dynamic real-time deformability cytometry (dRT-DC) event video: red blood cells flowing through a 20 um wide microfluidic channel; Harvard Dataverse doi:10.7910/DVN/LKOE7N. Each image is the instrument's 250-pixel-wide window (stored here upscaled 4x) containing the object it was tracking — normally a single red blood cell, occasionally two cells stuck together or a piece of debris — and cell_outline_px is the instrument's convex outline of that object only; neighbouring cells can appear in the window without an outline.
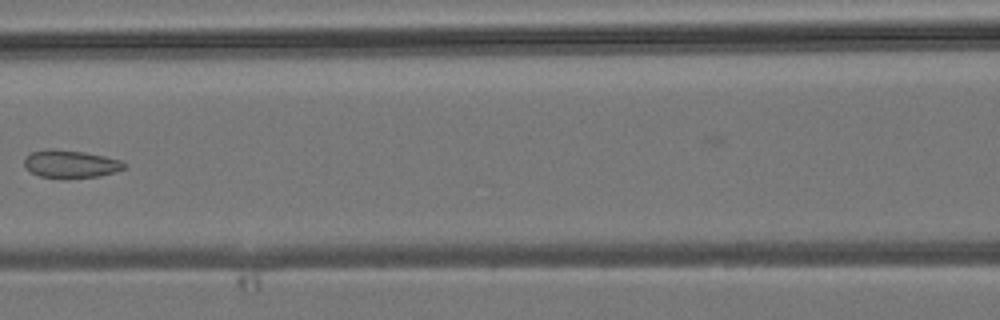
{"species": "common noctule bat (a hibernating species)", "species_latin": "Nyctalus noctula", "temperature_condition": "room temperature", "stored_images_in_passage": 8, "camera_frame_rate_fps": 3000, "um_per_image_px": 0.085, "animal": {"sex": "male", "body_mass_g": 19.2, "forearm_length_mm": 51.8}, "frame": {"image": 1, "passage_image": 7, "time_ms": 7.0, "image_size_px": [1000, 320], "cell_outline_px": [[128, 164], [124, 168], [100, 176], [40, 176], [24, 168], [24, 156], [32, 152], [44, 148], [52, 148], [84, 152], [104, 156], [120, 160]], "centroid_in_image_um": [5.96, 13.89], "position_along_channel_um": 160.6, "area_um2": 15.78}}